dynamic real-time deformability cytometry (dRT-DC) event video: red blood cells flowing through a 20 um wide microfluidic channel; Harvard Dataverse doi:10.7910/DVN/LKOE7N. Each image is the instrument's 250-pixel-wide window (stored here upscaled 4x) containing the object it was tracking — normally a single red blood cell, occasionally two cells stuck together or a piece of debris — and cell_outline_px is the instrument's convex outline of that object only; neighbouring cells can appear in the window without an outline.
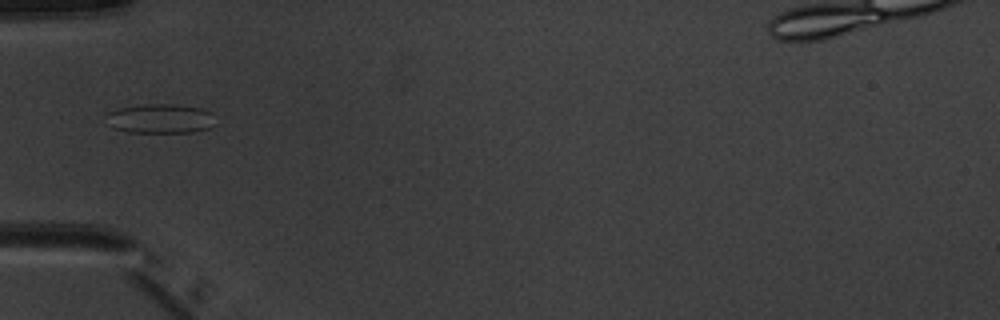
{"species": "common noctule bat (a hibernating species)", "species_latin": "Nyctalus noctula", "temperature_condition": "warm", "stored_images_in_passage": 5, "camera_frame_rate_fps": 3000, "um_per_image_px": 0.085, "animal": {"sex": "male", "body_mass_g": 20.1, "forearm_length_mm": 53.5}, "frame": {"image": 1, "passage_image": 5, "time_ms": 5.667, "image_size_px": [1000, 320], "cell_outline_px": [[216, 124], [208, 128], [192, 132], [128, 132], [112, 128], [108, 112], [120, 108], [144, 104], [176, 104], [204, 108], [212, 112]], "centroid_in_image_um": [13.72, 10.07], "position_along_channel_um": 71.3, "area_um2": 18.67}}